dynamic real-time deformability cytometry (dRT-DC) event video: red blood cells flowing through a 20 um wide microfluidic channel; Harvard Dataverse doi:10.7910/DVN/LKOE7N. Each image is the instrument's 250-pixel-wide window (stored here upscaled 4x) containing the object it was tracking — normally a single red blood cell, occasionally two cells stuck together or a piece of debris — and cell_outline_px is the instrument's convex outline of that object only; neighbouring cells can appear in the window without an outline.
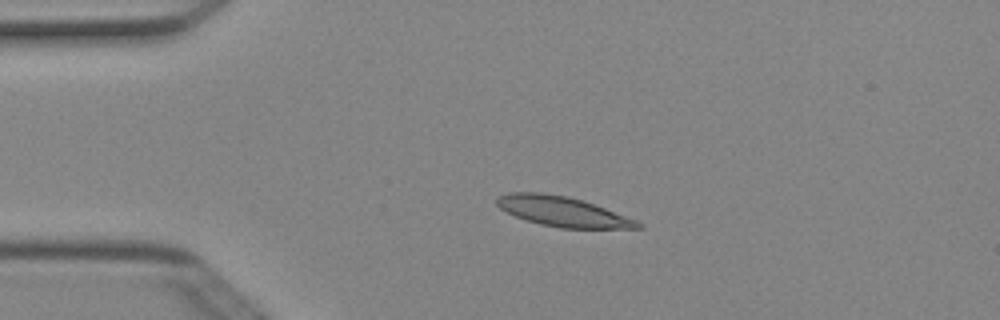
{"species": "Egyptian fruit bat (a non-hibernating species)", "species_latin": "Rousettus aegyptiacus", "temperature_condition": "cold", "stored_images_in_passage": 4, "camera_frame_rate_fps": 3000, "um_per_image_px": 0.085, "animal": {"sex": "female"}, "frame": {"image": 1, "passage_image": 3, "time_ms": 0.667, "image_size_px": [1000, 320], "cell_outline_px": [[644, 228], [560, 228], [540, 224], [516, 216], [500, 208], [496, 204], [496, 196], [508, 192], [540, 192], [568, 196], [604, 208], [636, 220], [644, 224]], "centroid_in_image_um": [47.79, 17.97], "position_along_channel_um": 37.2, "area_um2": 24.33}}